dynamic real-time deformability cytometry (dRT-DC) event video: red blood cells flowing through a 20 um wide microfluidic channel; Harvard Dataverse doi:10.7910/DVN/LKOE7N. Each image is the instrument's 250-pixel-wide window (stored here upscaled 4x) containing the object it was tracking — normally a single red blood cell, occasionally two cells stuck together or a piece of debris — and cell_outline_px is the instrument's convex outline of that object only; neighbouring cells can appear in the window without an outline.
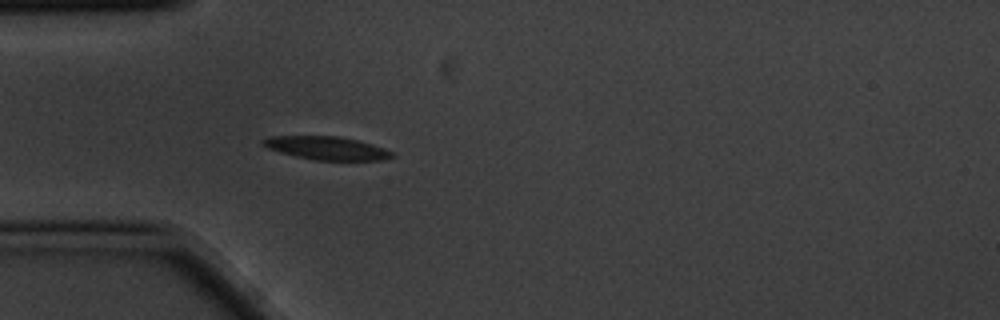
{"species": "common noctule bat (a hibernating species)", "species_latin": "Nyctalus noctula", "temperature_condition": "cold", "stored_images_in_passage": 4, "camera_frame_rate_fps": 3000, "um_per_image_px": 0.085, "animal": {"sex": "male", "body_mass_g": 20.1, "forearm_length_mm": 53.5}, "frame": {"image": 1, "passage_image": 4, "time_ms": 1.0, "image_size_px": [1000, 320], "cell_outline_px": [[396, 156], [384, 160], [312, 160], [280, 152], [268, 148], [260, 144], [260, 140], [268, 136], [336, 136], [356, 140], [372, 144], [384, 148], [392, 152]], "centroid_in_image_um": [27.74, 12.59], "position_along_channel_um": 57.3, "area_um2": 17.51}}